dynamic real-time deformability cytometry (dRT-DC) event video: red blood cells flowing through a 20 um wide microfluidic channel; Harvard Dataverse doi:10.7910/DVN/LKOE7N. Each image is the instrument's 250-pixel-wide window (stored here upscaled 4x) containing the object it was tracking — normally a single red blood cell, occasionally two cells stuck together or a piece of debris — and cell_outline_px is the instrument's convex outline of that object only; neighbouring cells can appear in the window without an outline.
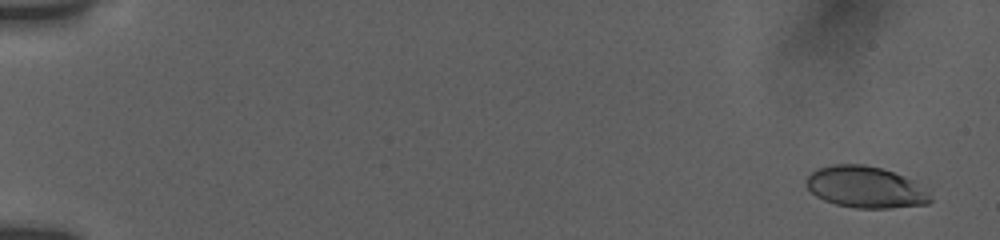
{"species": "human", "species_latin": "Homo sapiens", "temperature_condition": "room temperature", "stored_images_in_passage": 45, "camera_frame_rate_fps": 3000, "um_per_image_px": 0.085, "donor": {"sex": "female"}, "frame": {"image": 1, "passage_image": 3, "time_ms": 0.667, "image_size_px": [1000, 240], "cell_outline_px": [[932, 200], [928, 204], [888, 208], [856, 208], [836, 204], [824, 200], [816, 196], [808, 188], [808, 176], [816, 168], [832, 164], [864, 164], [880, 168], [904, 176], [912, 180], [928, 192]], "centroid_in_image_um": [73.56, 15.91], "position_along_channel_um": 11.4, "area_um2": 29.77}}
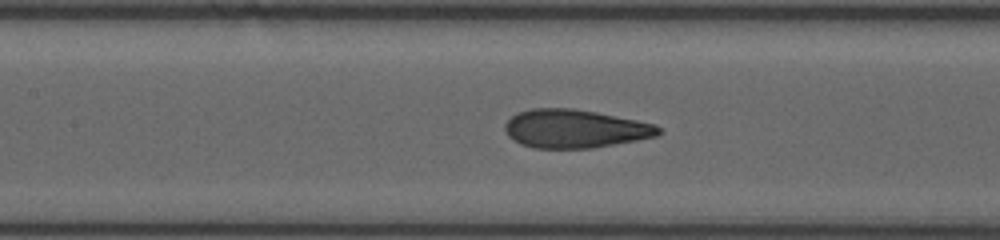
{"frame": {"image": 2, "passage_image": 27, "time_ms": 9.0, "image_size_px": [1000, 240], "cell_outline_px": [[660, 132], [656, 136], [636, 140], [592, 148], [536, 148], [520, 144], [512, 140], [504, 132], [504, 124], [516, 112], [532, 108], [572, 108], [596, 112], [656, 124], [660, 128]], "centroid_in_image_um": [48.81, 10.94], "position_along_channel_um": 158.6, "area_um2": 34.39}}
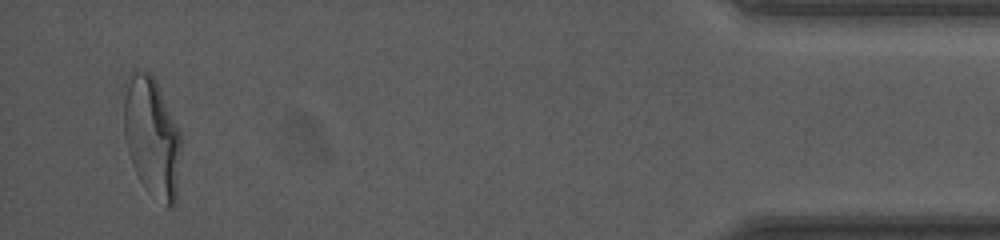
{"frame": {"image": 3, "passage_image": 45, "time_ms": 17.667, "image_size_px": [1000, 240], "cell_outline_px": [[180, 148], [176, 200], [172, 208], [168, 208], [148, 192], [144, 188], [132, 164], [128, 152], [124, 136], [124, 100], [128, 76], [132, 72], [148, 72], [156, 80], [180, 132]], "centroid_in_image_um": [12.91, 11.68], "position_along_channel_um": 422.3, "area_um2": 39.54}, "authors_computed_cell_mechanics": {"area_um2": 33.813, "velocity_mm_per_s": 3.8225, "shape_relaxation_time_tau1_ms": 5.8916, "shape_relaxation_time_tau2_ms": 0.8558, "deformation_change_tau1": 0.2461, "deformation_change_tau2": 0.0862}}